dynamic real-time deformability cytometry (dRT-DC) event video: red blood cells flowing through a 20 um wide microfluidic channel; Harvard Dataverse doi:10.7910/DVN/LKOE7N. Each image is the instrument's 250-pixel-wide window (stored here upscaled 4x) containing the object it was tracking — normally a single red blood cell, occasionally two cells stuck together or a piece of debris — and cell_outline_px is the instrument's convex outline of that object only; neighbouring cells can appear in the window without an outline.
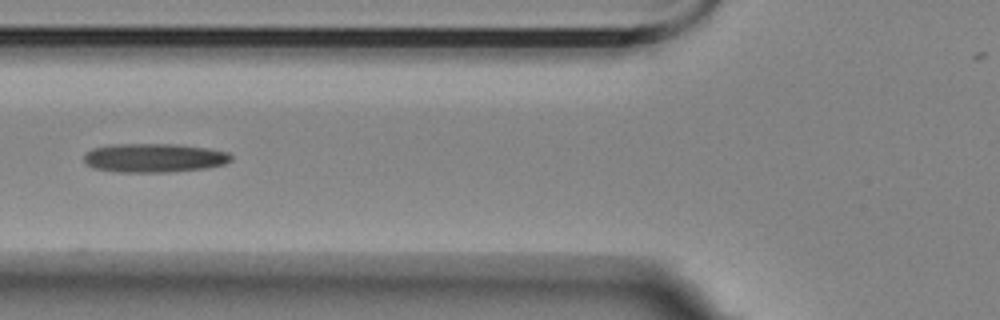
{"species": "Egyptian fruit bat (a non-hibernating species)", "species_latin": "Rousettus aegyptiacus", "temperature_condition": "room temperature", "stored_images_in_passage": 4, "camera_frame_rate_fps": 3000, "um_per_image_px": 0.085, "animal": {"sex": "female"}, "frame": {"image": 1, "passage_image": 2, "time_ms": 1.0, "image_size_px": [1000, 320], "cell_outline_px": [[232, 160], [224, 164], [204, 168], [168, 172], [120, 172], [96, 168], [88, 164], [84, 160], [84, 156], [92, 148], [112, 144], [176, 144], [208, 148], [228, 152], [232, 156]], "centroid_in_image_um": [13.13, 13.41], "position_along_channel_um": 112.7, "area_um2": 24.62}}
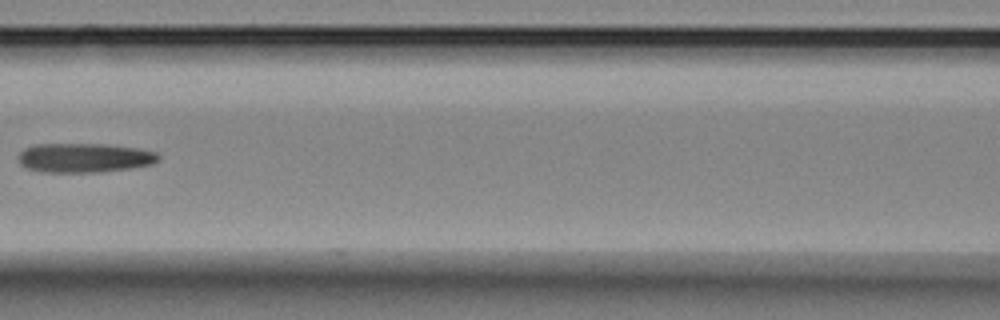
{"frame": {"image": 2, "passage_image": 3, "time_ms": 2.333, "image_size_px": [1000, 320], "cell_outline_px": [[160, 160], [152, 164], [132, 168], [96, 172], [40, 172], [24, 168], [20, 164], [16, 156], [24, 148], [36, 144], [104, 144], [140, 148], [156, 152], [160, 156]], "centroid_in_image_um": [7.15, 13.41], "position_along_channel_um": 159.5, "area_um2": 24.28}}
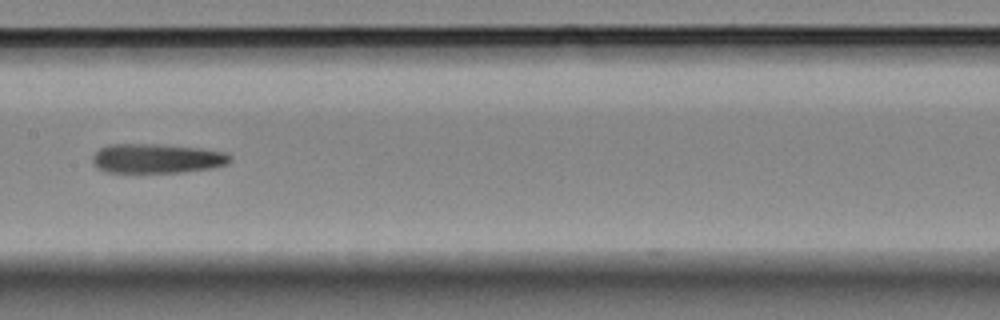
{"frame": {"image": 3, "passage_image": 4, "time_ms": 3.333, "image_size_px": [1000, 320], "cell_outline_px": [[232, 160], [228, 164], [212, 168], [184, 172], [108, 172], [96, 168], [92, 160], [92, 156], [100, 148], [108, 144], [156, 144], [200, 148], [224, 152], [232, 156]], "centroid_in_image_um": [13.34, 13.47], "position_along_channel_um": 194.1, "area_um2": 23.7}}